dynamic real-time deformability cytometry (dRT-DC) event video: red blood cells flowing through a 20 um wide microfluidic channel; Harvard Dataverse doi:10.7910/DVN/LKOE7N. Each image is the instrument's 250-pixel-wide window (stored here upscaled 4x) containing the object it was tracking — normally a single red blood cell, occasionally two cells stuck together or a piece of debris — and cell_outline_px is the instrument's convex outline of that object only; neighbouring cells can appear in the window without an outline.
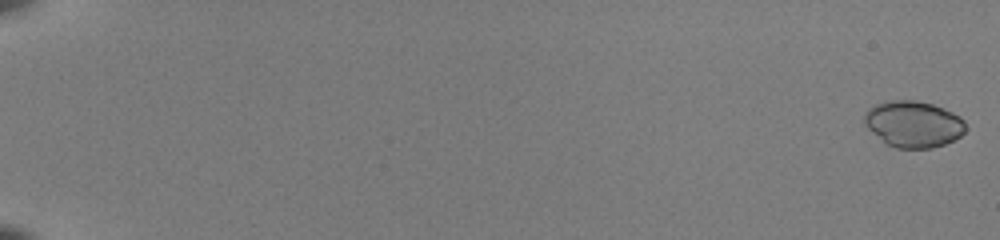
{"species": "common noctule bat (a hibernating species)", "species_latin": "Nyctalus noctula", "temperature_condition": "room temperature", "stored_images_in_passage": 54, "camera_frame_rate_fps": 3000, "um_per_image_px": 0.085, "animal": {"sex": "female", "body_mass_g": 22.0, "forearm_length_mm": 56.7}, "frame": {"image": 1, "passage_image": 1, "time_ms": 0.0, "image_size_px": [1000, 240], "cell_outline_px": [[964, 132], [960, 136], [944, 144], [932, 148], [896, 148], [888, 144], [872, 132], [864, 124], [864, 116], [868, 108], [876, 104], [892, 100], [912, 100], [932, 104], [952, 112], [960, 116], [964, 120]], "centroid_in_image_um": [77.62, 10.54], "position_along_channel_um": 7.4, "area_um2": 27.05}}
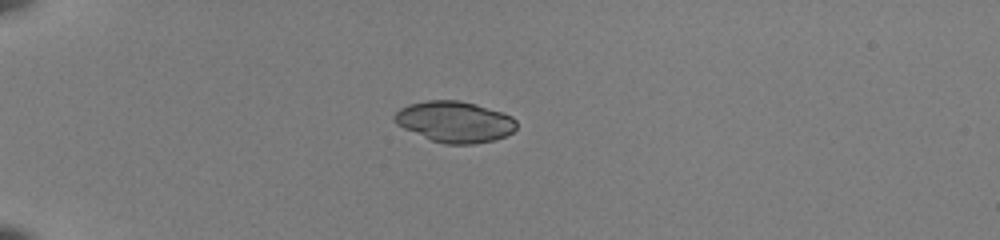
{"frame": {"image": 2, "passage_image": 17, "time_ms": 5.333, "image_size_px": [1000, 240], "cell_outline_px": [[516, 128], [512, 132], [504, 136], [492, 140], [472, 144], [444, 144], [432, 140], [404, 128], [396, 124], [392, 120], [392, 116], [400, 108], [408, 104], [428, 100], [460, 100], [476, 104], [512, 116], [516, 120]], "centroid_in_image_um": [38.62, 10.34], "position_along_channel_um": 46.4, "area_um2": 29.07}}
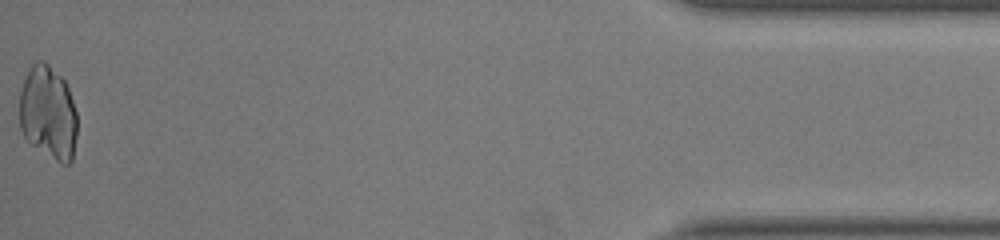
{"frame": {"image": 3, "passage_image": 54, "time_ms": 17.667, "image_size_px": [1000, 240], "cell_outline_px": [[76, 136], [72, 160], [68, 164], [60, 164], [32, 144], [24, 136], [20, 128], [20, 92], [28, 68], [36, 60], [44, 60], [64, 80], [68, 88], [76, 112]], "centroid_in_image_um": [4.09, 9.58], "position_along_channel_um": 431.1, "area_um2": 31.39}}